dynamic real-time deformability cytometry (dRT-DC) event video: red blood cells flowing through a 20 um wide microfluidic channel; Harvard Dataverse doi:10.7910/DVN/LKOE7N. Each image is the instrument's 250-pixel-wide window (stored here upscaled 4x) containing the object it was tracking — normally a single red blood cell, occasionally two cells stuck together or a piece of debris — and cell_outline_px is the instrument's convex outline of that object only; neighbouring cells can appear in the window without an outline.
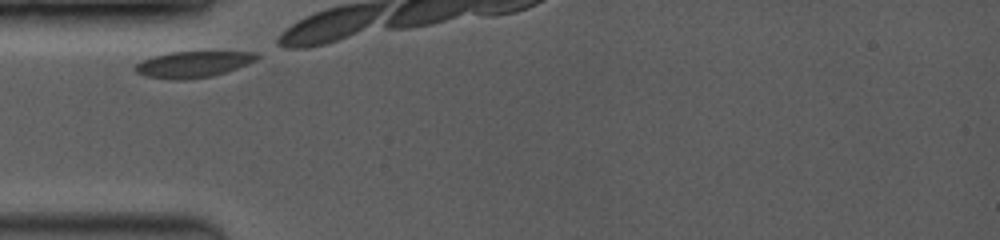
{"species": "common noctule bat (a hibernating species)", "species_latin": "Nyctalus noctula", "temperature_condition": "room temperature", "stored_images_in_passage": 6, "camera_frame_rate_fps": 3500, "um_per_image_px": 0.085, "animal": {"sex": "female", "body_mass_g": 19.0, "forearm_length_mm": 53.3}, "frame": {"image": 1, "passage_image": 1, "time_ms": 0.0, "image_size_px": [1000, 240], "cell_outline_px": [[260, 56], [256, 60], [248, 64], [212, 76], [176, 80], [172, 80], [148, 76], [136, 72], [132, 68], [140, 60], [152, 56], [168, 52], [256, 52]], "centroid_in_image_um": [16.37, 5.46], "position_along_channel_um": 68.6, "area_um2": 18.44}}